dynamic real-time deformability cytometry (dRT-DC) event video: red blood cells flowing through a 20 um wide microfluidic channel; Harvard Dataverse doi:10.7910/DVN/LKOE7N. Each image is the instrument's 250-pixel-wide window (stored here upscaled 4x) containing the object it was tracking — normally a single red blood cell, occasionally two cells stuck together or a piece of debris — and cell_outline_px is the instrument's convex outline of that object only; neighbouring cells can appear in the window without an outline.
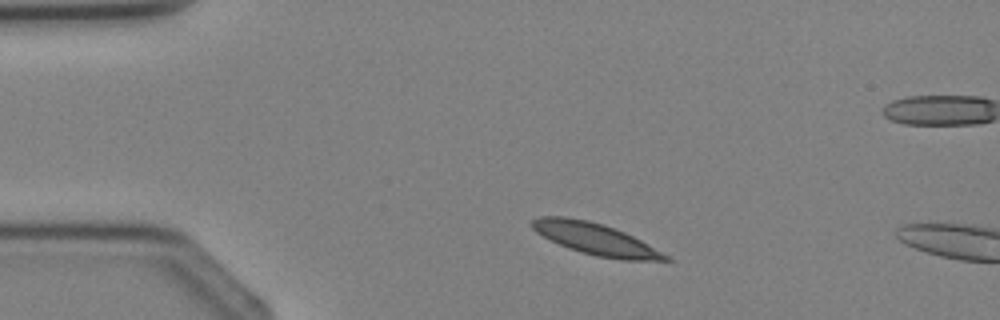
{"species": "Egyptian fruit bat (a non-hibernating species)", "species_latin": "Rousettus aegyptiacus", "temperature_condition": "cold", "stored_images_in_passage": 2, "camera_frame_rate_fps": 3000, "um_per_image_px": 0.085, "animal": {"sex": "female"}, "frame": {"image": 1, "passage_image": 1, "time_ms": 0.0, "image_size_px": [1000, 320], "cell_outline_px": [[672, 260], [620, 260], [596, 256], [580, 252], [568, 248], [536, 232], [528, 224], [532, 220], [540, 216], [564, 216], [588, 220], [604, 224], [624, 232], [640, 240], [668, 256]], "centroid_in_image_um": [50.56, 20.3], "position_along_channel_um": 34.4, "area_um2": 24.33}}